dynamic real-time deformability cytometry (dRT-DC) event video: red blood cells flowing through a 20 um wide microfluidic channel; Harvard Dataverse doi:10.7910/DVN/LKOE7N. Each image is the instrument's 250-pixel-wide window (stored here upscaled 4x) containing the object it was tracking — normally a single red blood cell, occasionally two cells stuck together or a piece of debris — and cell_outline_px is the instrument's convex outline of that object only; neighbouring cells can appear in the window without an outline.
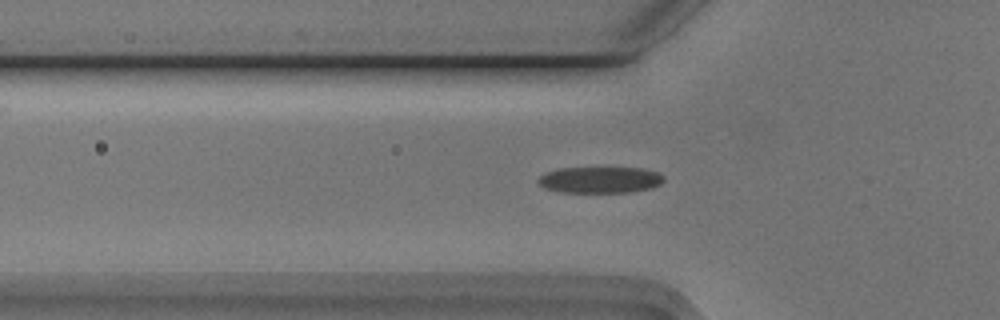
{"species": "Egyptian fruit bat (a non-hibernating species)", "species_latin": "Rousettus aegyptiacus", "temperature_condition": "cold", "stored_images_in_passage": 42, "camera_frame_rate_fps": 3000, "um_per_image_px": 0.085, "animal": {"sex": "male"}, "frame": {"image": 1, "passage_image": 6, "time_ms": 1.667, "image_size_px": [1000, 320], "cell_outline_px": [[664, 180], [660, 184], [652, 188], [632, 192], [556, 192], [544, 188], [536, 180], [544, 172], [556, 168], [640, 168], [656, 172], [664, 176]], "centroid_in_image_um": [50.96, 15.29], "position_along_channel_um": 74.8, "area_um2": 19.42}}
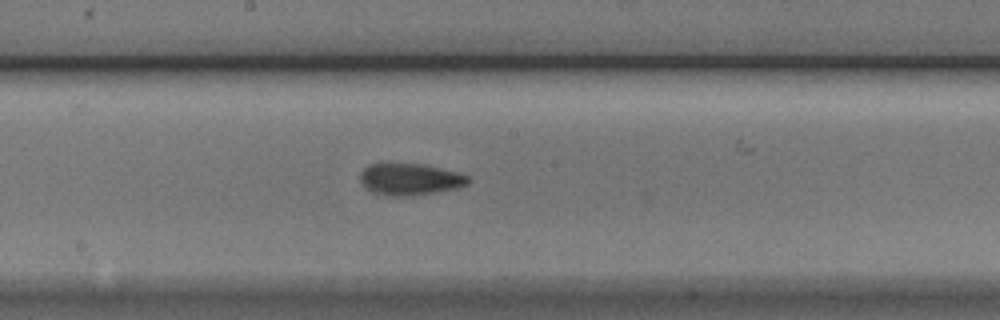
{"frame": {"image": 2, "passage_image": 17, "time_ms": 5.333, "image_size_px": [1000, 320], "cell_outline_px": [[472, 180], [468, 184], [456, 188], [436, 192], [412, 196], [388, 196], [372, 192], [364, 188], [360, 180], [360, 172], [368, 164], [388, 160], [424, 164], [456, 172], [468, 176]], "centroid_in_image_um": [34.77, 15.19], "position_along_channel_um": 213.4, "area_um2": 20.87}}
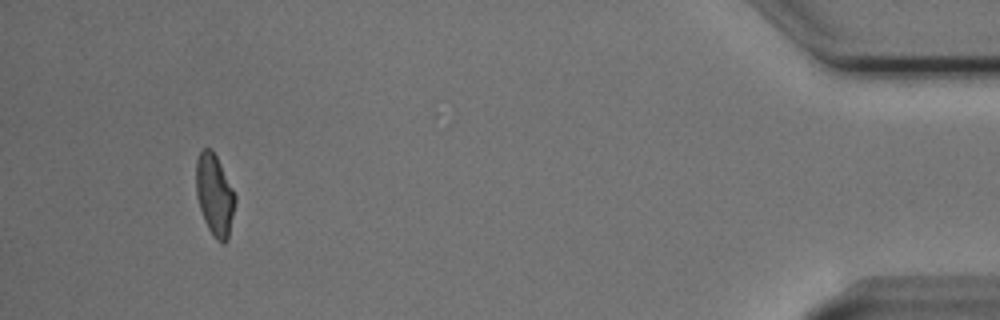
{"frame": {"image": 3, "passage_image": 39, "time_ms": 12.667, "image_size_px": [1000, 320], "cell_outline_px": [[236, 200], [228, 240], [224, 244], [220, 244], [216, 240], [208, 228], [204, 220], [196, 196], [196, 160], [200, 152], [204, 148], [212, 148], [236, 196]], "centroid_in_image_um": [18.24, 16.6], "position_along_channel_um": 417.0, "area_um2": 18.55}, "authors_computed_cell_mechanics": {"area_um2": 19.2185, "velocity_mm_per_s": 3.7616, "shape_relaxation_time_tau1_ms": 3.9557, "shape_relaxation_time_tau2_ms": 2.5377, "deformation_change_tau1": 0.165, "deformation_change_tau2": 0.0948}}